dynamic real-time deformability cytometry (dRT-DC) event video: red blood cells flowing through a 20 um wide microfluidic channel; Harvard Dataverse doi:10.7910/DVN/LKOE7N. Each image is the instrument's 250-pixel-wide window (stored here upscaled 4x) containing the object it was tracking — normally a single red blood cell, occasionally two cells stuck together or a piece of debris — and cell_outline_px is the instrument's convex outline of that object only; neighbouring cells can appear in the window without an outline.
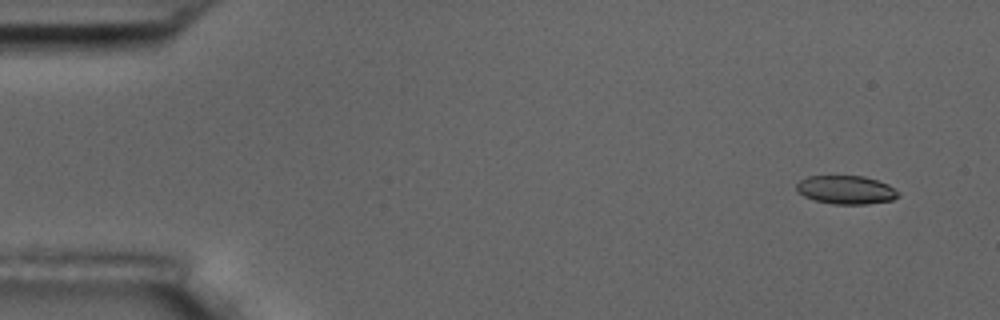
{"species": "common noctule bat (a hibernating species)", "species_latin": "Nyctalus noctula", "temperature_condition": "room temperature", "stored_images_in_passage": 4, "camera_frame_rate_fps": 3000, "um_per_image_px": 0.085, "animal": {"sex": "male", "body_mass_g": 17.5, "forearm_length_mm": 52.3}, "frame": {"image": 1, "passage_image": 1, "time_ms": 0.0, "image_size_px": [1000, 320], "cell_outline_px": [[900, 196], [892, 200], [868, 204], [832, 204], [816, 200], [804, 196], [796, 192], [796, 184], [800, 180], [808, 176], [864, 176], [888, 184], [900, 192]], "centroid_in_image_um": [71.92, 16.14], "position_along_channel_um": 13.1, "area_um2": 16.99}}
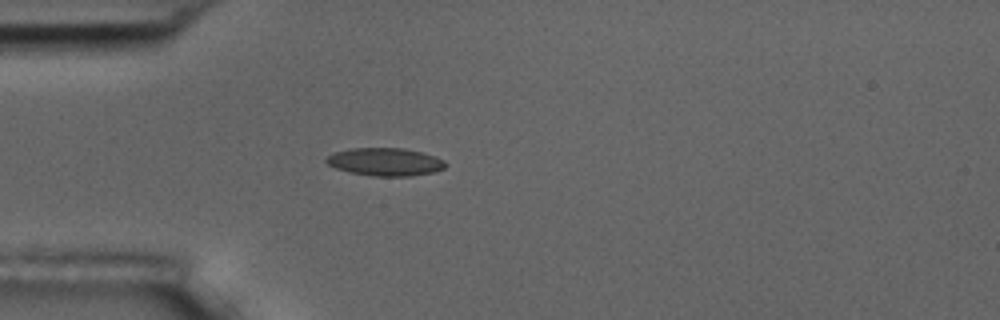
{"frame": {"image": 2, "passage_image": 4, "time_ms": 4.0, "image_size_px": [1000, 320], "cell_outline_px": [[448, 164], [444, 168], [432, 172], [412, 176], [372, 176], [348, 172], [336, 168], [328, 164], [324, 160], [328, 156], [336, 152], [352, 148], [404, 148], [436, 156], [444, 160]], "centroid_in_image_um": [32.76, 13.76], "position_along_channel_um": 52.2, "area_um2": 19.36}}